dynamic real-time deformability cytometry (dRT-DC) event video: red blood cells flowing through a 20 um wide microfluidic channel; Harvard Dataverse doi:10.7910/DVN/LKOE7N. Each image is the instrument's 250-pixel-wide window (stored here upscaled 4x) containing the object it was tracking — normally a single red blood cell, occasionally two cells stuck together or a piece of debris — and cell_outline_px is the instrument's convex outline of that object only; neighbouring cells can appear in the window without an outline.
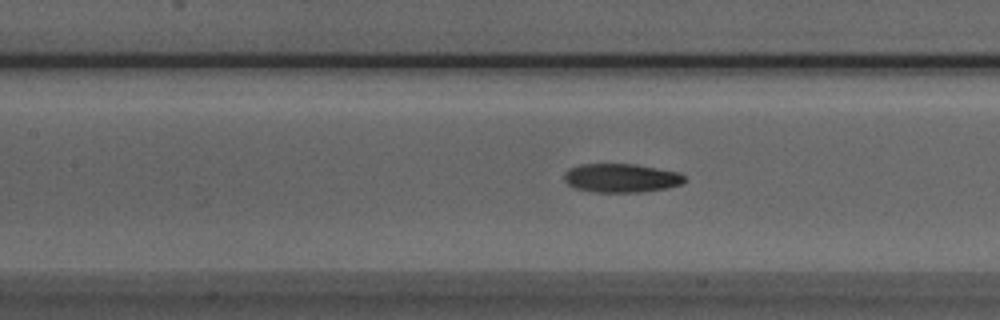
{"species": "Egyptian fruit bat (a non-hibernating species)", "species_latin": "Rousettus aegyptiacus", "temperature_condition": "room temperature", "stored_images_in_passage": 40, "segment_of_instrument_passage": [1, 2], "camera_frame_rate_fps": 3000, "um_per_image_px": 0.085, "animal": {"sex": "male"}, "frame": {"image": 1, "passage_image": 10, "time_ms": 3.0, "image_size_px": [1000, 320], "cell_outline_px": [[688, 180], [684, 184], [668, 188], [640, 192], [596, 192], [576, 188], [568, 184], [564, 180], [564, 172], [568, 168], [580, 164], [636, 164], [680, 172]], "centroid_in_image_um": [52.85, 15.12], "position_along_channel_um": 154.6, "area_um2": 20.46}}
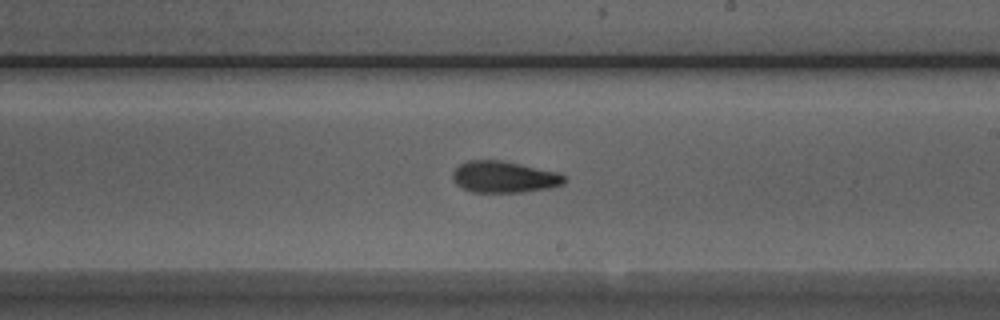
{"frame": {"image": 2, "passage_image": 17, "time_ms": 5.333, "image_size_px": [1000, 320], "cell_outline_px": [[568, 176], [564, 184], [548, 188], [520, 192], [472, 192], [456, 184], [452, 180], [452, 172], [460, 164], [468, 160], [504, 160], [560, 172]], "centroid_in_image_um": [42.88, 15.02], "position_along_channel_um": 246.1, "area_um2": 20.81}}
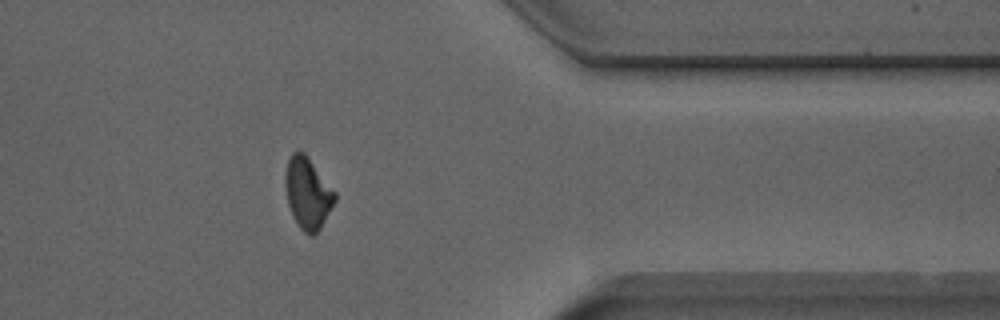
{"frame": {"image": 3, "passage_image": 29, "time_ms": 9.333, "image_size_px": [1000, 320], "cell_outline_px": [[336, 200], [320, 228], [312, 236], [308, 236], [300, 228], [288, 204], [284, 184], [284, 176], [288, 160], [292, 152], [304, 152], [336, 192]], "centroid_in_image_um": [26.15, 16.41], "position_along_channel_um": 385.3, "area_um2": 20.4}}